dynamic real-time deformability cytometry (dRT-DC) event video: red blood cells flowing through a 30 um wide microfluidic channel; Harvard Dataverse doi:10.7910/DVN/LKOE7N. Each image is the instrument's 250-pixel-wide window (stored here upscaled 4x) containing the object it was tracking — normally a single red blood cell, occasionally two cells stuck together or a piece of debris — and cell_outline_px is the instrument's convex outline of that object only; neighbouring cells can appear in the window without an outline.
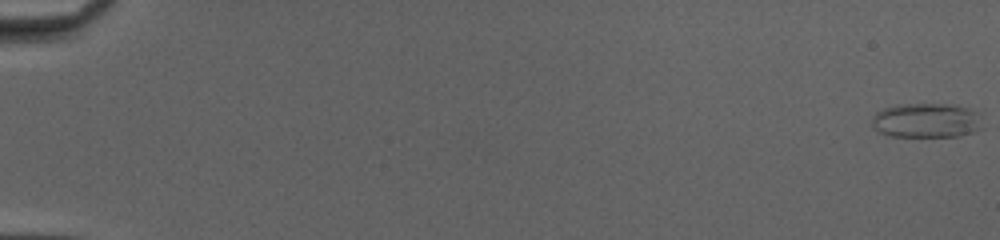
{"species": "common noctule bat (a hibernating species)", "species_latin": "Nyctalus noctula", "temperature_condition": "cold", "stored_images_in_passage": 52, "camera_frame_rate_fps": 3000, "um_per_image_px": 0.085, "animal": {"sex": "female", "body_mass_g": 20.0, "forearm_length_mm": 54.0}, "frame": {"image": 1, "passage_image": 1, "time_ms": 0.0, "image_size_px": [1000, 240], "cell_outline_px": [[984, 128], [960, 136], [888, 136], [880, 132], [872, 124], [872, 116], [876, 112], [884, 108], [896, 104], [956, 104], [968, 108], [976, 112]], "centroid_in_image_um": [78.75, 10.23], "position_along_channel_um": 6.3, "area_um2": 22.37}}
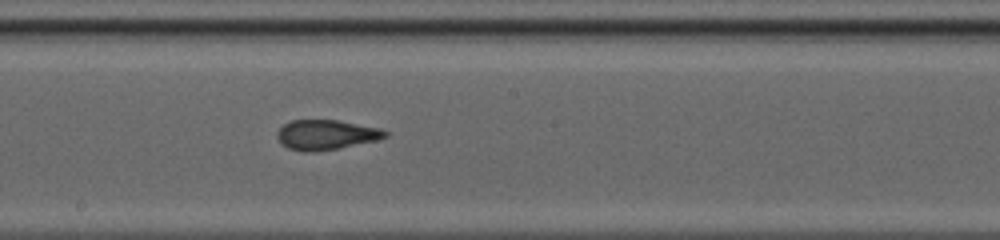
{"frame": {"image": 2, "passage_image": 31, "time_ms": 10.0, "image_size_px": [1000, 240], "cell_outline_px": [[388, 136], [376, 140], [340, 148], [312, 152], [308, 152], [288, 148], [276, 136], [276, 132], [284, 124], [292, 120], [340, 120], [380, 128], [388, 132]], "centroid_in_image_um": [27.74, 11.44], "position_along_channel_um": 220.5, "area_um2": 18.73}}
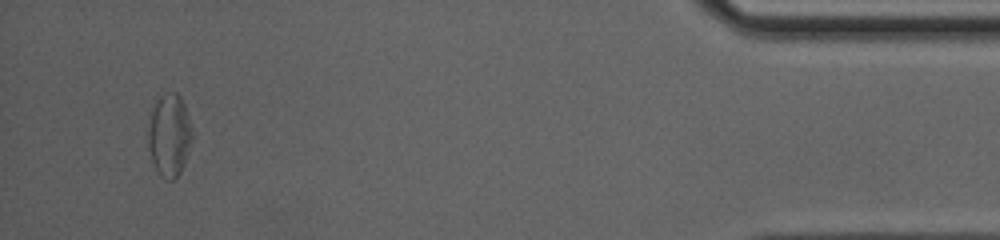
{"frame": {"image": 3, "passage_image": 50, "time_ms": 16.333, "image_size_px": [1000, 240], "cell_outline_px": [[192, 132], [184, 164], [180, 172], [172, 180], [168, 180], [160, 176], [152, 160], [148, 148], [148, 116], [152, 108], [160, 96], [164, 92], [176, 92], [180, 96], [184, 104], [188, 116]], "centroid_in_image_um": [14.35, 11.45], "position_along_channel_um": 420.8, "area_um2": 21.04}, "authors_computed_cell_mechanics": {"area_um2": 20.1433, "velocity_mm_per_s": 4.1724, "shape_relaxation_time_tau1_ms": null, "shape_relaxation_time_tau2_ms": 1.2336, "deformation_change_tau1": null, "deformation_change_tau2": 0.0934}}